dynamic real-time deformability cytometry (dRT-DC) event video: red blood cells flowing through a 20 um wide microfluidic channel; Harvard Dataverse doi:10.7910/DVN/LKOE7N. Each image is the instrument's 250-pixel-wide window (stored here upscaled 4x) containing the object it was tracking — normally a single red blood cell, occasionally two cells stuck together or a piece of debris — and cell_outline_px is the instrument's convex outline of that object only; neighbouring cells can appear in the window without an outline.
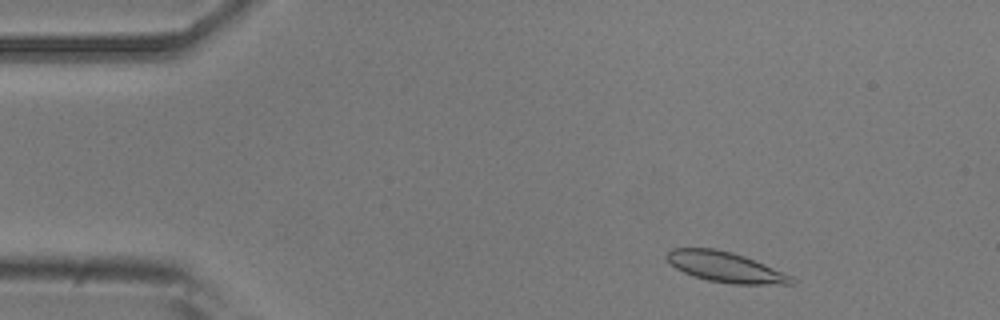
{"species": "common noctule bat (a hibernating species)", "species_latin": "Nyctalus noctula", "temperature_condition": "room temperature", "stored_images_in_passage": 3, "camera_frame_rate_fps": 3000, "um_per_image_px": 0.085, "animal": {"sex": "male", "body_mass_g": 20.5, "forearm_length_mm": 52.5}, "frame": {"image": 1, "passage_image": 1, "time_ms": 0.0, "image_size_px": [1000, 320], "cell_outline_px": [[796, 284], [732, 284], [708, 280], [692, 276], [676, 268], [664, 256], [672, 248], [716, 248], [732, 252], [744, 256], [764, 264], [792, 276], [796, 280]], "centroid_in_image_um": [61.66, 22.7], "position_along_channel_um": 23.3, "area_um2": 21.96}}
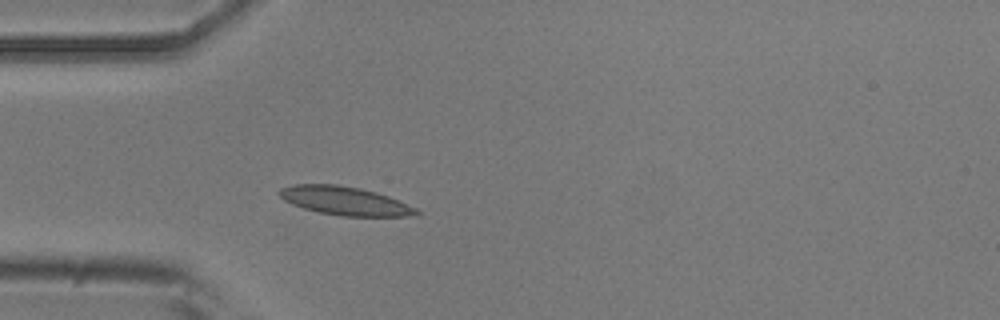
{"frame": {"image": 2, "passage_image": 3, "time_ms": 0.667, "image_size_px": [1000, 320], "cell_outline_px": [[424, 212], [420, 216], [344, 216], [320, 212], [304, 208], [292, 204], [284, 200], [276, 192], [280, 188], [292, 184], [336, 184], [360, 188], [376, 192], [388, 196], [416, 208]], "centroid_in_image_um": [29.34, 17.07], "position_along_channel_um": 55.7, "area_um2": 22.89}}